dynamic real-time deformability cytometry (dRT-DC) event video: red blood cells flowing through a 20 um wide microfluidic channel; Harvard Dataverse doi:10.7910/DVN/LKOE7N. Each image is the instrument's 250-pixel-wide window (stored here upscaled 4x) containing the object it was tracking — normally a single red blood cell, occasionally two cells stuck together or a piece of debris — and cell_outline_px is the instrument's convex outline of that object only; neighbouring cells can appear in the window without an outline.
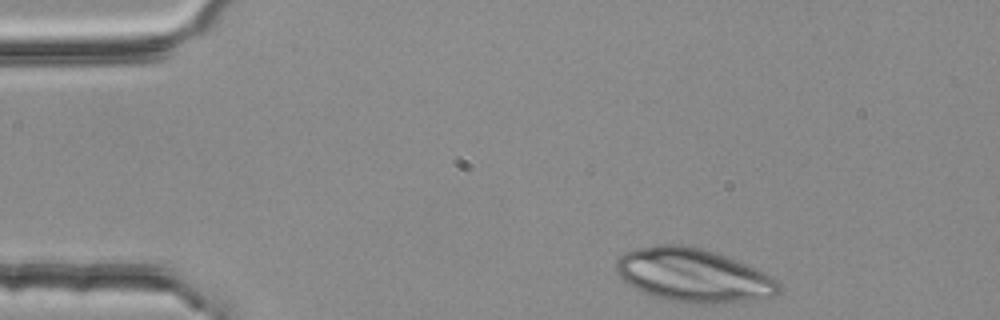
{"species": "common noctule bat (a hibernating species)", "species_latin": "Nyctalus noctula", "temperature_condition": "room temperature", "stored_images_in_passage": 3, "camera_frame_rate_fps": 3000, "um_per_image_px": 0.085, "animal": {"sex": "female", "body_mass_g": 25.1}, "frame": {"image": 1, "passage_image": 1, "time_ms": 0.0, "image_size_px": [1000, 320], "cell_outline_px": [[780, 292], [776, 296], [756, 300], [724, 304], [704, 304], [668, 300], [644, 292], [628, 284], [616, 272], [616, 260], [624, 252], [636, 248], [660, 244], [684, 244], [704, 248], [716, 252], [756, 268], [764, 272], [776, 280], [780, 284]], "centroid_in_image_um": [58.97, 23.4], "position_along_channel_um": 26.0, "area_um2": 51.1}}